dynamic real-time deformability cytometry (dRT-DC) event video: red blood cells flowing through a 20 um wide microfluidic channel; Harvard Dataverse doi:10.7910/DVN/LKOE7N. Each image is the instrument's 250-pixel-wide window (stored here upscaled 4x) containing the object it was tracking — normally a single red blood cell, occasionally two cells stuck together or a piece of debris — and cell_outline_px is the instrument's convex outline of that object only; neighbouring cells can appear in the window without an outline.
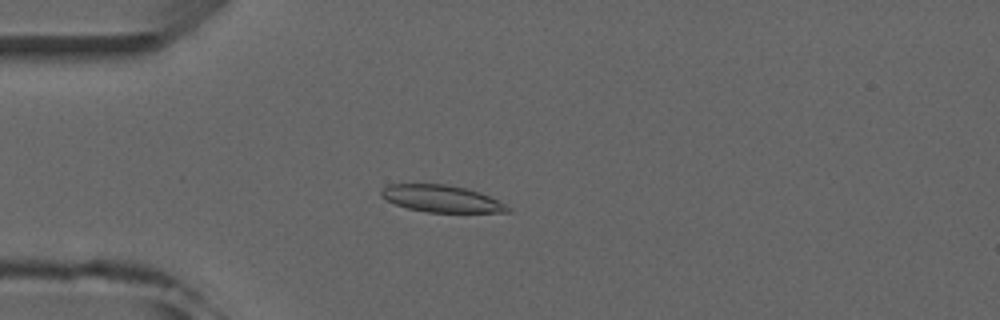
{"species": "common noctule bat (a hibernating species)", "species_latin": "Nyctalus noctula", "temperature_condition": "room temperature", "stored_images_in_passage": 5, "camera_frame_rate_fps": 3000, "um_per_image_px": 0.085, "animal": {"sex": "male", "forearm_length_mm": 52.5}, "frame": {"image": 1, "passage_image": 5, "time_ms": 4.333, "image_size_px": [1000, 320], "cell_outline_px": [[512, 212], [428, 212], [408, 208], [396, 204], [380, 196], [380, 192], [388, 184], [444, 184], [464, 188], [480, 192], [512, 208]], "centroid_in_image_um": [37.53, 16.89], "position_along_channel_um": 47.5, "area_um2": 19.59}}